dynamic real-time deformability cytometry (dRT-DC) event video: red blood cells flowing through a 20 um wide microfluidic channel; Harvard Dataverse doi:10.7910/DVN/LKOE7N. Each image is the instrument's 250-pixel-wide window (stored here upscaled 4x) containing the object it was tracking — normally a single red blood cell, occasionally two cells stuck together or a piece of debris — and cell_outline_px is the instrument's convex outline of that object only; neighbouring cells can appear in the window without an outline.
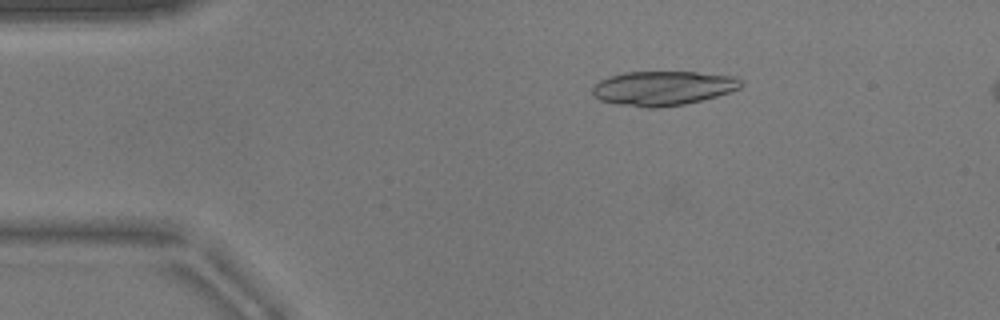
{"species": "common noctule bat (a hibernating species)", "species_latin": "Nyctalus noctula", "temperature_condition": "warm", "stored_images_in_passage": 48, "camera_frame_rate_fps": 3000, "um_per_image_px": 0.085, "animal": {"sex": "male", "body_mass_g": 17.9}, "frame": {"image": 1, "passage_image": 4, "time_ms": 1.0, "image_size_px": [1000, 320], "cell_outline_px": [[744, 84], [740, 88], [716, 96], [684, 104], [656, 108], [644, 108], [616, 104], [600, 100], [592, 96], [592, 88], [600, 80], [608, 76], [624, 72], [696, 72], [736, 76], [744, 80]], "centroid_in_image_um": [56.35, 7.49], "position_along_channel_um": 28.7, "area_um2": 30.0}}
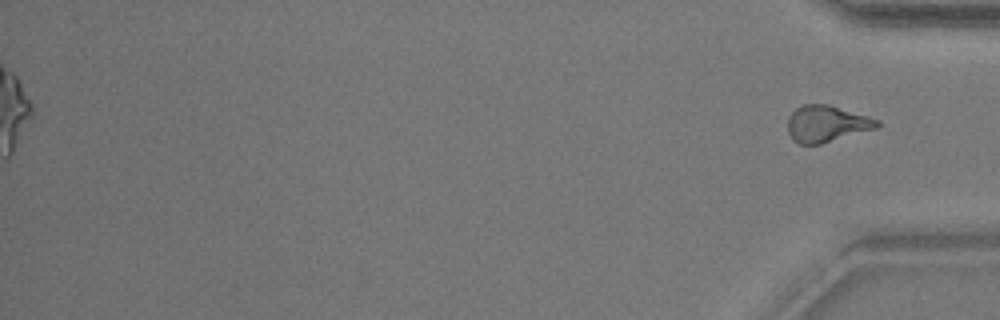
{"frame": {"image": 2, "passage_image": 48, "time_ms": 15.667, "image_size_px": [1000, 320], "cell_outline_px": [[880, 124], [876, 128], [820, 144], [800, 144], [792, 140], [788, 132], [788, 116], [796, 108], [804, 104], [828, 104], [868, 116], [880, 120]], "centroid_in_image_um": [70.24, 10.51], "position_along_channel_um": 365.0, "area_um2": 18.96}}